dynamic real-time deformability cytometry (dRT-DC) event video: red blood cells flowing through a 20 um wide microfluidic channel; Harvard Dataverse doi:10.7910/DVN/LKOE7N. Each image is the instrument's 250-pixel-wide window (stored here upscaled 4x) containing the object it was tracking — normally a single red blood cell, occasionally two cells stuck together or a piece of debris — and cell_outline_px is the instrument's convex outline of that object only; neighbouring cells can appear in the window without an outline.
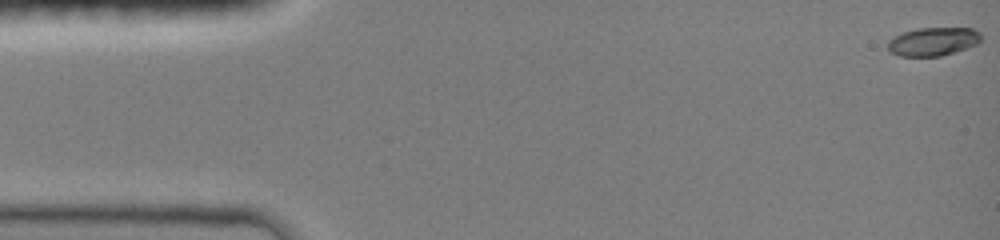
{"species": "common noctule bat (a hibernating species)", "species_latin": "Nyctalus noctula", "temperature_condition": "room temperature", "stored_images_in_passage": 48, "camera_frame_rate_fps": 3000, "um_per_image_px": 0.085, "animal": {"sex": "female", "body_mass_g": 19.0, "forearm_length_mm": 51.5}, "frame": {"image": 1, "passage_image": 1, "time_ms": 0.0, "image_size_px": [1000, 240], "cell_outline_px": [[980, 40], [976, 44], [940, 56], [900, 56], [888, 52], [888, 40], [904, 32], [916, 28], [972, 28], [980, 32]], "centroid_in_image_um": [79.27, 3.53], "position_along_channel_um": 5.7, "area_um2": 15.26}}
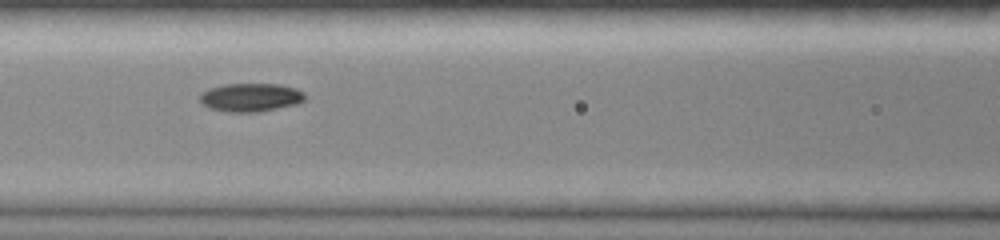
{"frame": {"image": 2, "passage_image": 21, "time_ms": 6.667, "image_size_px": [1000, 240], "cell_outline_px": [[304, 100], [296, 104], [260, 112], [228, 112], [208, 108], [200, 104], [200, 92], [208, 88], [224, 84], [280, 84], [296, 88], [304, 92]], "centroid_in_image_um": [21.26, 8.28], "position_along_channel_um": 145.3, "area_um2": 17.63}}
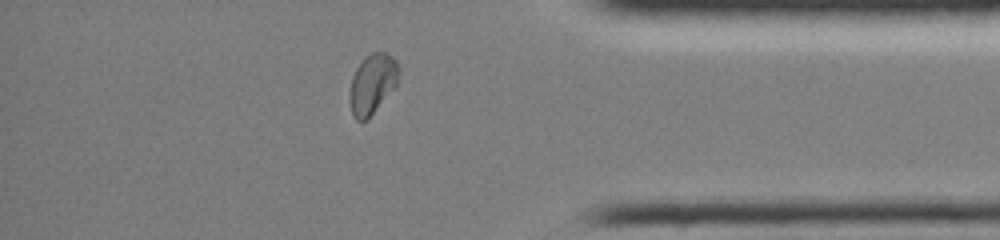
{"frame": {"image": 3, "passage_image": 41, "time_ms": 13.333, "image_size_px": [1000, 240], "cell_outline_px": [[400, 72], [396, 84], [368, 120], [356, 120], [352, 116], [348, 100], [348, 96], [352, 76], [356, 68], [364, 56], [372, 52], [384, 52], [392, 56], [396, 60], [400, 68]], "centroid_in_image_um": [31.62, 7.12], "position_along_channel_um": 403.6, "area_um2": 17.4}, "authors_computed_cell_mechanics": {"area_um2": 17.1088, "velocity_mm_per_s": 4.0326, "shape_relaxation_time_tau1_ms": 4.7188, "shape_relaxation_time_tau2_ms": null, "deformation_change_tau1": 0.1723, "deformation_change_tau2": null}}